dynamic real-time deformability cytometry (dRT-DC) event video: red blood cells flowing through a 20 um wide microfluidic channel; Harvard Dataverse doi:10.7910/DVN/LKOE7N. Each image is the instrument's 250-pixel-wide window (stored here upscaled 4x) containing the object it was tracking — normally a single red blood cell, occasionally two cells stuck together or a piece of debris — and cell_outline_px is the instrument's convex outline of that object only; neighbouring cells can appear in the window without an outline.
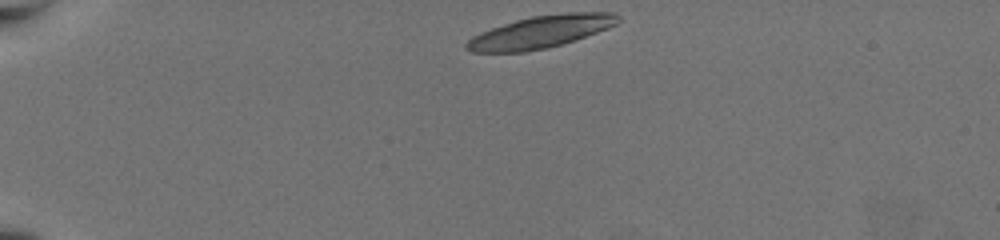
{"species": "common noctule bat (a hibernating species)", "species_latin": "Nyctalus noctula", "temperature_condition": "warm", "stored_images_in_passage": 44, "camera_frame_rate_fps": 3000, "um_per_image_px": 0.085, "animal": {"sex": "female", "body_mass_g": 19.5, "forearm_length_mm": 54.1}, "frame": {"image": 1, "passage_image": 1, "time_ms": 0.0, "image_size_px": [1000, 240], "cell_outline_px": [[620, 20], [616, 24], [608, 28], [576, 40], [544, 48], [524, 52], [472, 52], [464, 48], [464, 44], [472, 36], [480, 32], [516, 20], [532, 16], [568, 12], [612, 12], [620, 16]], "centroid_in_image_um": [45.96, 2.7], "position_along_channel_um": 39.0, "area_um2": 28.44}, "authors_computed_cell_mechanics": {"area_um2": 17.9469, "velocity_mm_per_s": 3.6843, "shape_relaxation_time_tau1_ms": 2.1886, "shape_relaxation_time_tau2_ms": 2.3157, "deformation_change_tau1": 0.0932, "deformation_change_tau2": 0.0706}}